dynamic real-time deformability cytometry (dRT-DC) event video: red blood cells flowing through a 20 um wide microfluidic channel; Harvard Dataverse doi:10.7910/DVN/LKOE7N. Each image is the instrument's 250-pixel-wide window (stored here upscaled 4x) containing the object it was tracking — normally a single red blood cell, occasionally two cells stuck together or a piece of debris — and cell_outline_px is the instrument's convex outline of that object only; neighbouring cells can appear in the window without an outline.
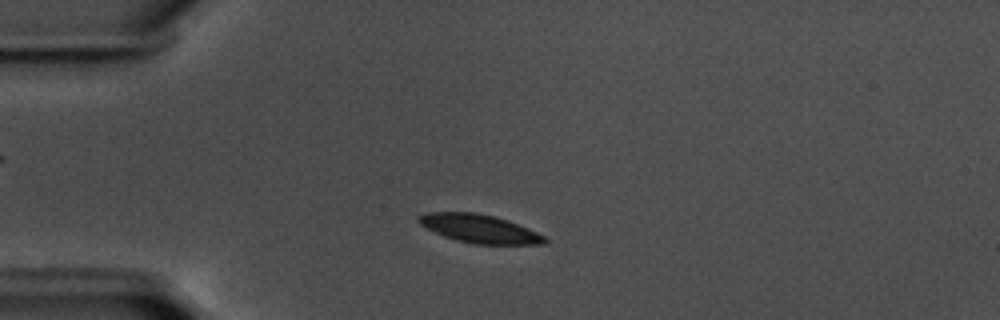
{"species": "common noctule bat (a hibernating species)", "species_latin": "Nyctalus noctula", "temperature_condition": "warm", "stored_images_in_passage": 52, "camera_frame_rate_fps": 3000, "um_per_image_px": 0.085, "animal": {"sex": "male", "body_mass_g": 17.5, "forearm_length_mm": 52.3}, "frame": {"image": 1, "passage_image": 9, "time_ms": 2.667, "image_size_px": [1000, 320], "cell_outline_px": [[548, 240], [544, 244], [472, 244], [456, 240], [444, 236], [420, 224], [416, 220], [416, 216], [424, 212], [476, 212], [508, 220], [536, 232], [544, 236]], "centroid_in_image_um": [40.71, 19.43], "position_along_channel_um": 44.3, "area_um2": 20.75}}
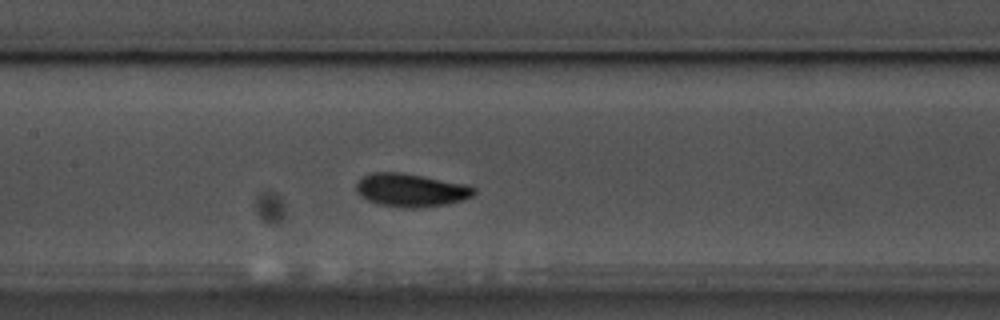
{"frame": {"image": 2, "passage_image": 22, "time_ms": 7.0, "image_size_px": [1000, 320], "cell_outline_px": [[476, 192], [472, 196], [460, 200], [444, 204], [416, 208], [408, 208], [380, 204], [368, 200], [360, 196], [356, 192], [356, 184], [364, 176], [372, 172], [404, 172], [468, 184], [476, 188]], "centroid_in_image_um": [34.94, 16.14], "position_along_channel_um": 172.5, "area_um2": 22.77}}
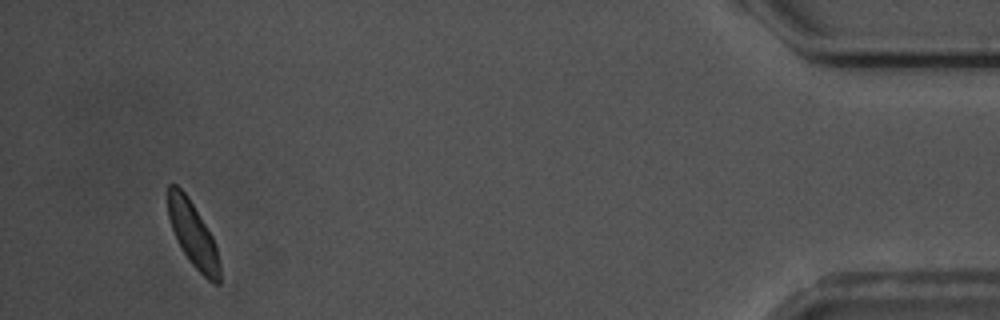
{"frame": {"image": 3, "passage_image": 49, "time_ms": 16.0, "image_size_px": [1000, 320], "cell_outline_px": [[220, 284], [216, 284], [208, 280], [192, 264], [184, 252], [172, 228], [168, 216], [168, 184], [176, 184], [188, 196], [212, 236], [216, 244], [220, 264]], "centroid_in_image_um": [16.42, 19.92], "position_along_channel_um": 418.8, "area_um2": 19.25}, "authors_computed_cell_mechanics": {"area_um2": 20.9525, "velocity_mm_per_s": 3.53, "shape_relaxation_time_tau1_ms": 4.4415, "shape_relaxation_time_tau2_ms": 6.9812, "deformation_change_tau1": 0.1598, "deformation_change_tau2": 0.1132}}